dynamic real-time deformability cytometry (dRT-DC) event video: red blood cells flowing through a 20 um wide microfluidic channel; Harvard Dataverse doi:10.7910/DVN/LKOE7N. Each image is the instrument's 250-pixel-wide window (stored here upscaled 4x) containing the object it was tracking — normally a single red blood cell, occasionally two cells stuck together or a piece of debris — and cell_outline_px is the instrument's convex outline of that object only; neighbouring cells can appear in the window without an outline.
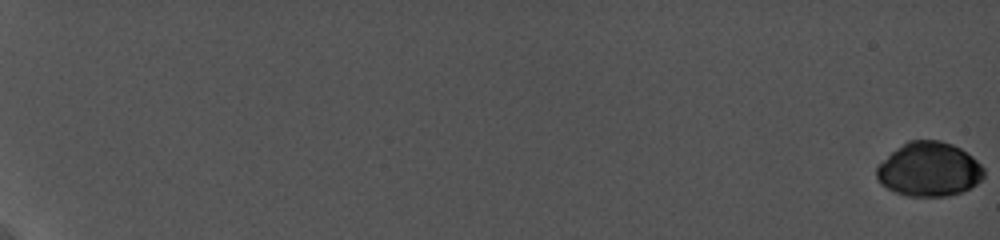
{"species": "common noctule bat (a hibernating species)", "species_latin": "Nyctalus noctula", "temperature_condition": "cold", "stored_images_in_passage": 37, "camera_frame_rate_fps": 5000, "um_per_image_px": 0.085, "animal": {"sex": "female", "body_mass_g": 19.0, "forearm_length_mm": 56.7}, "frame": {"image": 1, "passage_image": 1, "time_ms": 0.0, "image_size_px": [1000, 240], "cell_outline_px": [[984, 176], [976, 184], [960, 192], [948, 196], [908, 196], [896, 192], [880, 184], [876, 176], [876, 168], [892, 152], [908, 140], [940, 140], [952, 144], [960, 148], [972, 156], [984, 168]], "centroid_in_image_um": [78.98, 14.39], "position_along_channel_um": 6.0, "area_um2": 33.64}}